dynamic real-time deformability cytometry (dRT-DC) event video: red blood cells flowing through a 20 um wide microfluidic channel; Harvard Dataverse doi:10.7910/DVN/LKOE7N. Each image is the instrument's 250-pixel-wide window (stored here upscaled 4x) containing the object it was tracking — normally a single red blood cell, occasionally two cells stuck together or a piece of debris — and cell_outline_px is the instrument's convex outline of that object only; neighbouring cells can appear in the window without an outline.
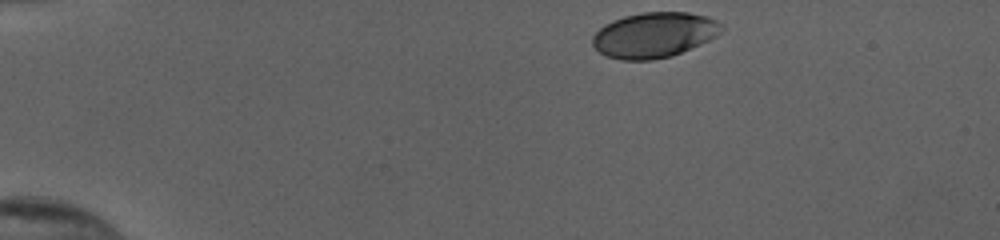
{"species": "human", "species_latin": "Homo sapiens", "temperature_condition": "cold", "stored_images_in_passage": 36, "camera_frame_rate_fps": 3000, "um_per_image_px": 0.085, "donor": {"sex": "female"}, "frame": {"image": 1, "passage_image": 1, "time_ms": 0.0, "image_size_px": [1000, 240], "cell_outline_px": [[724, 28], [716, 36], [700, 44], [672, 56], [652, 60], [620, 60], [608, 56], [600, 52], [592, 44], [592, 36], [604, 24], [612, 20], [624, 16], [644, 12], [688, 12], [704, 16], [716, 20], [724, 24]], "centroid_in_image_um": [55.6, 2.97], "position_along_channel_um": 29.4, "area_um2": 34.04}}
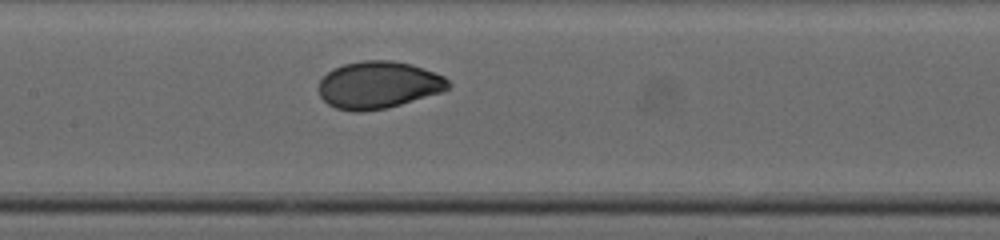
{"frame": {"image": 2, "passage_image": 19, "time_ms": 6.0, "image_size_px": [1000, 240], "cell_outline_px": [[452, 84], [448, 88], [440, 92], [388, 108], [360, 112], [352, 112], [336, 108], [328, 104], [320, 96], [320, 80], [328, 72], [344, 64], [364, 60], [392, 60], [412, 64], [424, 68], [444, 76]], "centroid_in_image_um": [32.18, 7.22], "position_along_channel_um": 175.2, "area_um2": 35.55}}
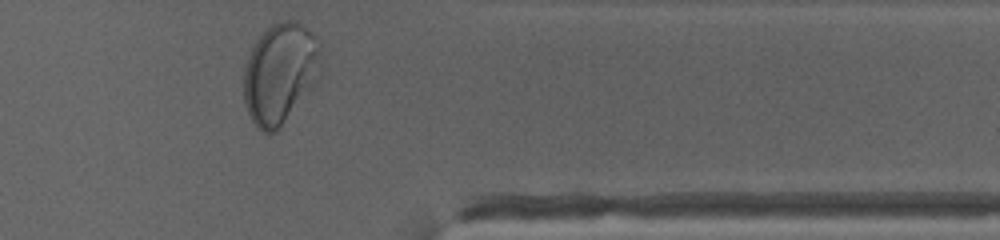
{"frame": {"image": 3, "passage_image": 36, "time_ms": 11.667, "image_size_px": [1000, 240], "cell_outline_px": [[320, 76], [280, 128], [276, 132], [260, 132], [256, 128], [248, 112], [244, 100], [244, 68], [248, 56], [256, 40], [272, 24], [284, 20], [292, 20], [300, 24], [312, 32], [316, 36], [320, 44]], "centroid_in_image_um": [23.81, 6.23], "position_along_channel_um": 387.6, "area_um2": 45.08}, "authors_computed_cell_mechanics": {"area_um2": 35.3158, "velocity_mm_per_s": 3.8791, "shape_relaxation_time_tau1_ms": 3.9799, "shape_relaxation_time_tau2_ms": null, "deformation_change_tau1": 0.1495, "deformation_change_tau2": null}}